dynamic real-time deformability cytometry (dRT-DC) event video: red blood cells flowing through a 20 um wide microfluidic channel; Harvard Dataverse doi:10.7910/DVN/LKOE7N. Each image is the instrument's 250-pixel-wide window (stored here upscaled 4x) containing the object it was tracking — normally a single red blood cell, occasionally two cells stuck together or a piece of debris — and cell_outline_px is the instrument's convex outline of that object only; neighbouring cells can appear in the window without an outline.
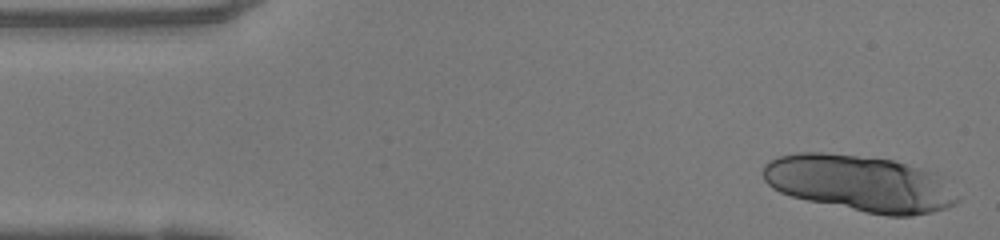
{"species": "human", "species_latin": "Homo sapiens", "temperature_condition": "warm", "stored_images_in_passage": 25, "segment_of_instrument_passage": [1, 2], "camera_frame_rate_fps": 3000, "um_per_image_px": 0.085, "donor": {"sex": "female"}, "frame": {"image": 1, "passage_image": 1, "time_ms": 0.0, "image_size_px": [1000, 240], "cell_outline_px": [[960, 200], [956, 204], [932, 212], [912, 216], [888, 216], [864, 212], [808, 200], [792, 196], [780, 192], [772, 188], [764, 180], [764, 164], [768, 160], [780, 156], [796, 152], [824, 152], [896, 160], [932, 172], [940, 176], [960, 196]], "centroid_in_image_um": [73.1, 15.58], "position_along_channel_um": 11.9, "area_um2": 63.87}}